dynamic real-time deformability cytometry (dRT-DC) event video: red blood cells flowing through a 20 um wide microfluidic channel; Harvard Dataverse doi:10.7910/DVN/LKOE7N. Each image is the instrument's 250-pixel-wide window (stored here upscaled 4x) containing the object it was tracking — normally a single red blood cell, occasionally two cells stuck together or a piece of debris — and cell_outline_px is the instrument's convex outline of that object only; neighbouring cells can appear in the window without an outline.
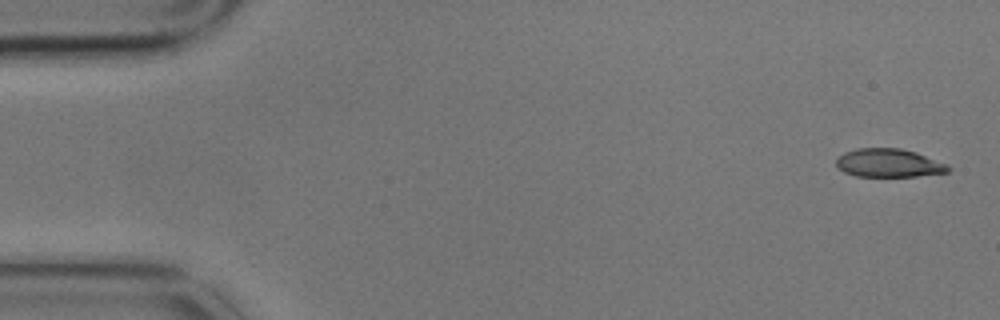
{"species": "common noctule bat (a hibernating species)", "species_latin": "Nyctalus noctula", "temperature_condition": "cold", "stored_images_in_passage": 4, "camera_frame_rate_fps": 3000, "um_per_image_px": 0.085, "animal": {"sex": "male", "body_mass_g": 17.9}, "frame": {"image": 1, "passage_image": 1, "time_ms": 0.0, "image_size_px": [1000, 320], "cell_outline_px": [[952, 168], [948, 172], [916, 176], [856, 176], [844, 172], [836, 164], [836, 160], [844, 152], [856, 148], [900, 148], [916, 152], [948, 164]], "centroid_in_image_um": [75.57, 13.85], "position_along_channel_um": 9.4, "area_um2": 18.5}}
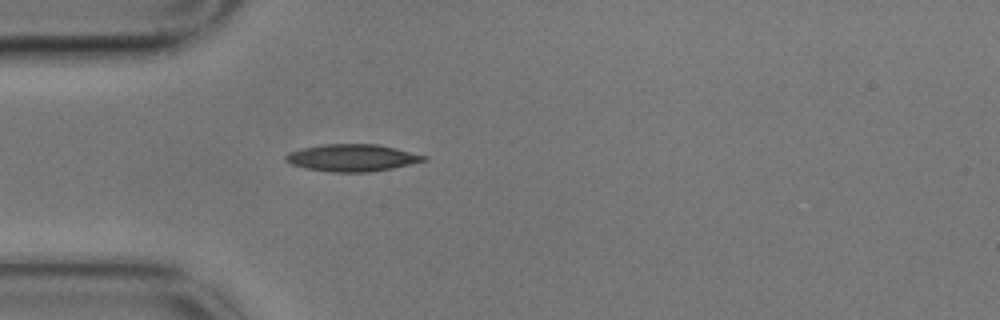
{"frame": {"image": 2, "passage_image": 4, "time_ms": 1.0, "image_size_px": [1000, 320], "cell_outline_px": [[428, 160], [392, 168], [368, 172], [332, 172], [304, 168], [292, 164], [284, 160], [284, 156], [288, 152], [304, 148], [324, 144], [376, 144], [396, 148], [428, 156]], "centroid_in_image_um": [29.93, 13.41], "position_along_channel_um": 55.1, "area_um2": 21.79}}